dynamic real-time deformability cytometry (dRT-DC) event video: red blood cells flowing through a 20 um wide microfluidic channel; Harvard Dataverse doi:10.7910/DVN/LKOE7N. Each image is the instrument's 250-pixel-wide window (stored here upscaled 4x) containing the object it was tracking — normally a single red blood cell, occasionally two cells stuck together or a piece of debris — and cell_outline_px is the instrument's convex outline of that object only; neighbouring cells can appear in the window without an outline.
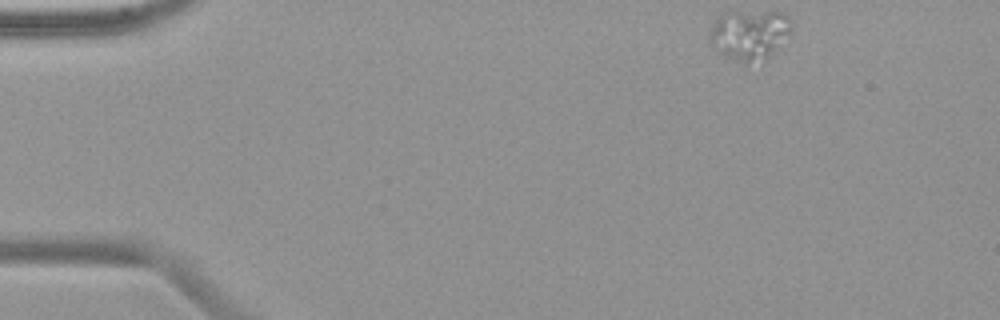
{"species": "common noctule bat (a hibernating species)", "species_latin": "Nyctalus noctula", "temperature_condition": "warm", "stored_images_in_passage": 49, "camera_frame_rate_fps": 3000, "um_per_image_px": 0.085, "animal": {"sex": "female", "body_mass_g": 19.9}, "frame": {"image": 1, "passage_image": 1, "time_ms": 0.0, "image_size_px": [1000, 320], "cell_outline_px": [[792, 32], [764, 60], [740, 60], [716, 52], [712, 48], [708, 40], [708, 32], [712, 24], [724, 12], [784, 12], [788, 16], [792, 24]], "centroid_in_image_um": [63.68, 2.9], "position_along_channel_um": 21.3, "area_um2": 23.58}}
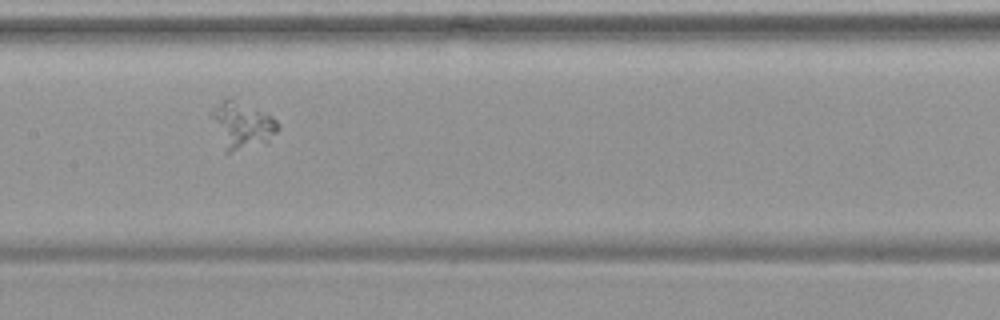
{"frame": {"image": 2, "passage_image": 22, "time_ms": 7.0, "image_size_px": [1000, 320], "cell_outline_px": [[280, 128], [268, 144], [228, 152], [224, 152], [212, 116], [212, 108], [224, 96], [232, 96], [272, 116], [280, 124]], "centroid_in_image_um": [20.61, 10.61], "position_along_channel_um": 186.8, "area_um2": 18.61}}
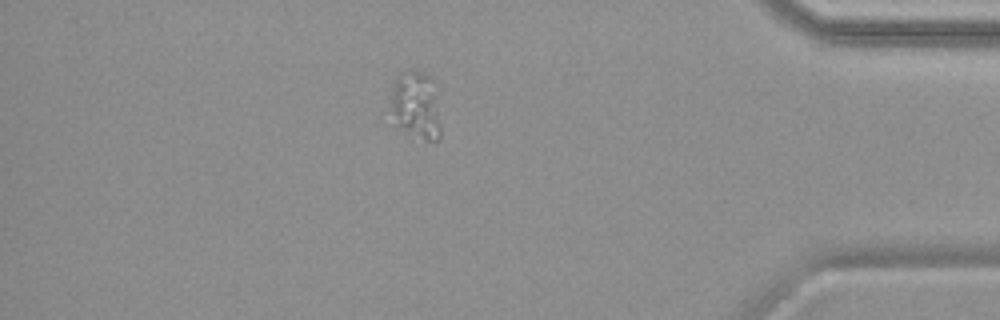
{"frame": {"image": 3, "passage_image": 42, "time_ms": 13.667, "image_size_px": [1000, 320], "cell_outline_px": [[440, 140], [428, 140], [392, 124], [384, 116], [392, 80], [400, 72], [408, 68], [412, 68], [424, 72], [432, 76], [440, 124]], "centroid_in_image_um": [35.19, 8.87], "position_along_channel_um": 400.0, "area_um2": 21.21}}